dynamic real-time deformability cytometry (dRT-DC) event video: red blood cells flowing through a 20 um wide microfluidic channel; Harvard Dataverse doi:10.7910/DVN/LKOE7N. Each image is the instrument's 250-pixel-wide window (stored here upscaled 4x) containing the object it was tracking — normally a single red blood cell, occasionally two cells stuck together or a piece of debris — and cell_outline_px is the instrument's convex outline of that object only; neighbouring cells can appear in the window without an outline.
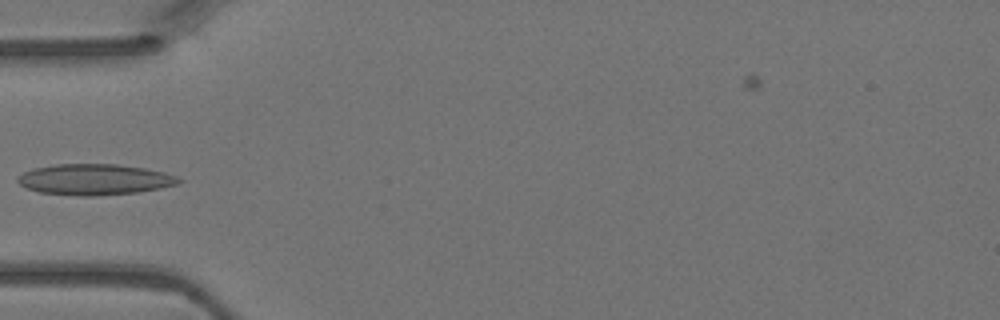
{"species": "Egyptian fruit bat (a non-hibernating species)", "species_latin": "Rousettus aegyptiacus", "temperature_condition": "warm", "stored_images_in_passage": 4, "camera_frame_rate_fps": 3000, "um_per_image_px": 0.085, "animal": {"sex": "female"}, "frame": {"image": 1, "passage_image": 4, "time_ms": 1.0, "image_size_px": [1000, 320], "cell_outline_px": [[184, 180], [176, 184], [160, 188], [136, 192], [92, 196], [80, 196], [40, 192], [28, 188], [20, 184], [16, 180], [24, 172], [32, 168], [56, 164], [116, 164], [144, 168], [164, 172], [176, 176]], "centroid_in_image_um": [8.04, 15.25], "position_along_channel_um": 77.0, "area_um2": 28.78}}